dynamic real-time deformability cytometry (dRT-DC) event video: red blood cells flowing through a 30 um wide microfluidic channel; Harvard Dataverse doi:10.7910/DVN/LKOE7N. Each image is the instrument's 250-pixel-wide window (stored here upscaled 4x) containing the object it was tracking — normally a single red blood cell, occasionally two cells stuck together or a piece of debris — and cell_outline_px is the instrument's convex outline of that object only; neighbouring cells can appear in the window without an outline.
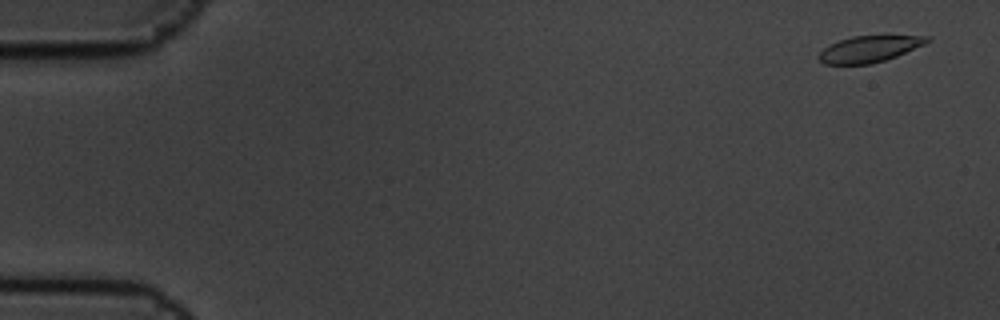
{"species": "common noctule bat (a hibernating species)", "species_latin": "Nyctalus noctula", "temperature_condition": "cold", "stored_images_in_passage": 2, "camera_frame_rate_fps": 3000, "um_per_image_px": 0.085, "animal": {"sex": "male", "body_mass_g": 19.5, "forearm_length_mm": 54.6}, "frame": {"image": 1, "passage_image": 1, "time_ms": 0.0, "image_size_px": [1000, 320], "cell_outline_px": [[932, 40], [924, 44], [896, 56], [872, 64], [824, 64], [816, 56], [828, 44], [852, 36], [888, 32], [932, 36]], "centroid_in_image_um": [73.98, 4.08], "position_along_channel_um": 11.0, "area_um2": 17.69}}